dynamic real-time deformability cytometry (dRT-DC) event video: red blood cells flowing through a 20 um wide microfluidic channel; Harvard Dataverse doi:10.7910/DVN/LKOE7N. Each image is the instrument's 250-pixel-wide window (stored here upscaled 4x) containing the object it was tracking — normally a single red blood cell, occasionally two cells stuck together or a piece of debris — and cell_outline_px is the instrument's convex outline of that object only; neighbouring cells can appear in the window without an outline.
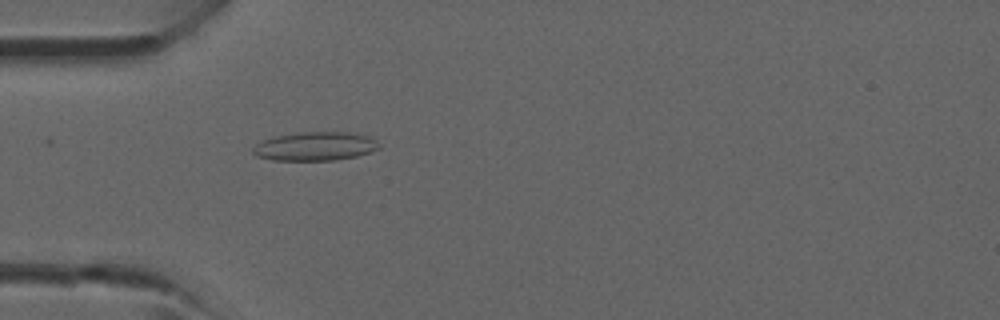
{"species": "common noctule bat (a hibernating species)", "species_latin": "Nyctalus noctula", "temperature_condition": "room temperature", "stored_images_in_passage": 4, "camera_frame_rate_fps": 3000, "um_per_image_px": 0.085, "animal": {"sex": "male", "forearm_length_mm": 52.5}, "frame": {"image": 1, "passage_image": 4, "time_ms": 4.0, "image_size_px": [1000, 320], "cell_outline_px": [[380, 148], [356, 156], [336, 160], [272, 160], [256, 156], [252, 152], [252, 148], [256, 144], [264, 140], [276, 136], [296, 132], [348, 132], [368, 136], [376, 140], [380, 144]], "centroid_in_image_um": [26.78, 12.43], "position_along_channel_um": 58.2, "area_um2": 21.1}}